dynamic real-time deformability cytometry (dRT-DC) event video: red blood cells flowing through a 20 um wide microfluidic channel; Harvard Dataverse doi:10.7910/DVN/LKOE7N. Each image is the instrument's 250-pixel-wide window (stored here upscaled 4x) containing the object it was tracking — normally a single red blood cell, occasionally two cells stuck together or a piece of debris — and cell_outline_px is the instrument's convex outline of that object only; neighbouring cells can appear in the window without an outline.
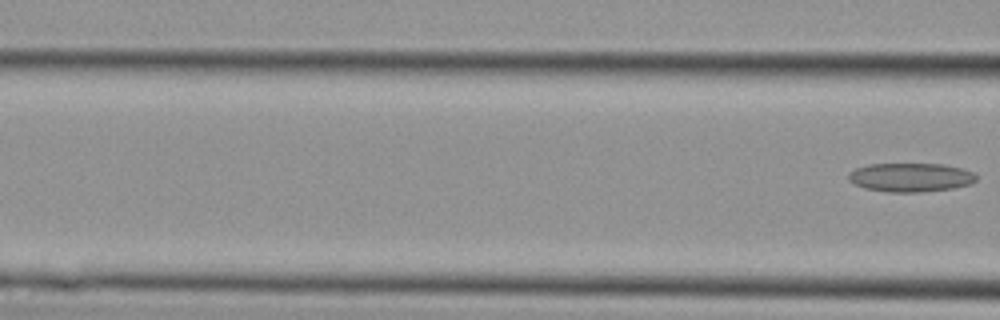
{"species": "Egyptian fruit bat (a non-hibernating species)", "species_latin": "Rousettus aegyptiacus", "temperature_condition": "cold", "stored_images_in_passage": 4, "camera_frame_rate_fps": 3000, "um_per_image_px": 0.085, "animal": {"sex": "female"}, "frame": {"image": 1, "passage_image": 4, "time_ms": 1.0, "image_size_px": [1000, 320], "cell_outline_px": [[976, 180], [972, 184], [952, 188], [920, 192], [892, 192], [864, 188], [848, 180], [848, 172], [856, 168], [868, 164], [940, 164], [964, 168], [972, 172], [976, 176]], "centroid_in_image_um": [77.4, 15.07], "position_along_channel_um": 89.2, "area_um2": 21.44}}